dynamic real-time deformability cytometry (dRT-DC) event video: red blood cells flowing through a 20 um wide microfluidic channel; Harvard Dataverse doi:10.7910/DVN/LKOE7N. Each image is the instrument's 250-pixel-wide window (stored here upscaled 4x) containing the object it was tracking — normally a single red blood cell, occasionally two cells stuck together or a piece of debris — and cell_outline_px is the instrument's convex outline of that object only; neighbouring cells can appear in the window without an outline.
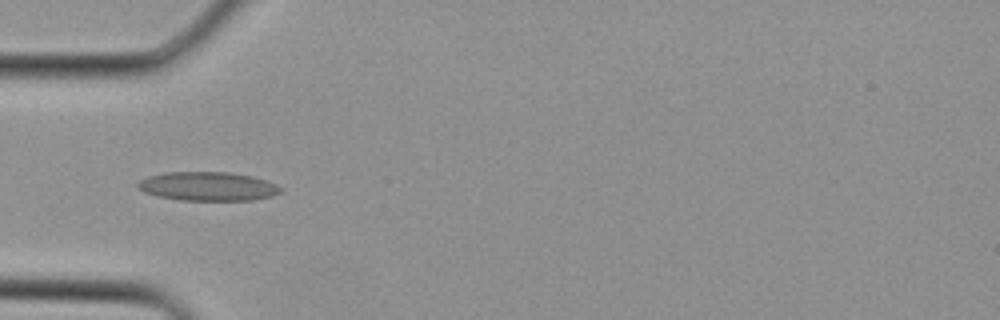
{"species": "Egyptian fruit bat (a non-hibernating species)", "species_latin": "Rousettus aegyptiacus", "temperature_condition": "cold", "stored_images_in_passage": 3, "camera_frame_rate_fps": 3000, "um_per_image_px": 0.085, "animal": {"sex": "female"}, "frame": {"image": 1, "passage_image": 3, "time_ms": 0.667, "image_size_px": [1000, 320], "cell_outline_px": [[284, 192], [272, 196], [252, 200], [180, 200], [156, 196], [144, 192], [136, 188], [136, 184], [140, 180], [148, 176], [164, 172], [228, 172], [252, 176], [276, 184], [284, 188]], "centroid_in_image_um": [17.66, 15.84], "position_along_channel_um": 67.3, "area_um2": 24.28}}